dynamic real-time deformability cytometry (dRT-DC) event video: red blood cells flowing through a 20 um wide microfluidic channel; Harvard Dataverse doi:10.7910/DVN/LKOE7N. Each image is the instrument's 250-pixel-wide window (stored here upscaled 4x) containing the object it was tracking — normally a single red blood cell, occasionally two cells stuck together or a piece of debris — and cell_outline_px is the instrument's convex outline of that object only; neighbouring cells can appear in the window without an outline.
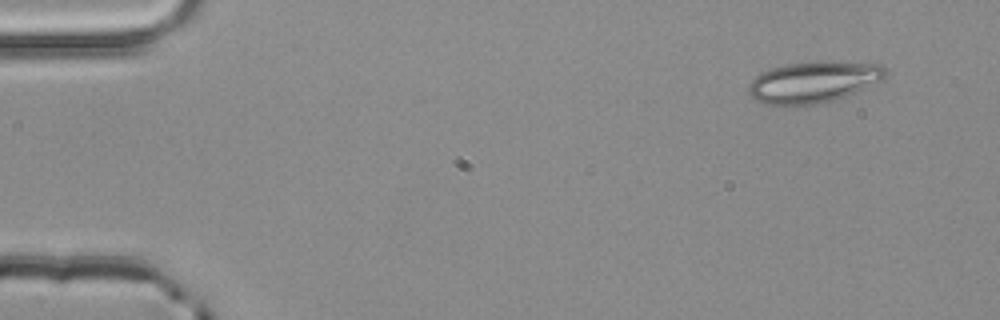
{"species": "common noctule bat (a hibernating species)", "species_latin": "Nyctalus noctula", "temperature_condition": "room temperature", "stored_images_in_passage": 3, "camera_frame_rate_fps": 3000, "um_per_image_px": 0.085, "animal": {"sex": "male", "body_mass_g": 20.4}, "frame": {"image": 1, "passage_image": 1, "time_ms": 0.0, "image_size_px": [1000, 320], "cell_outline_px": [[888, 72], [884, 80], [856, 92], [832, 100], [812, 104], [784, 108], [768, 104], [756, 100], [748, 92], [748, 84], [760, 72], [772, 68], [788, 64], [824, 60], [832, 60], [884, 64]], "centroid_in_image_um": [69.18, 6.96], "position_along_channel_um": 15.8, "area_um2": 33.76}}